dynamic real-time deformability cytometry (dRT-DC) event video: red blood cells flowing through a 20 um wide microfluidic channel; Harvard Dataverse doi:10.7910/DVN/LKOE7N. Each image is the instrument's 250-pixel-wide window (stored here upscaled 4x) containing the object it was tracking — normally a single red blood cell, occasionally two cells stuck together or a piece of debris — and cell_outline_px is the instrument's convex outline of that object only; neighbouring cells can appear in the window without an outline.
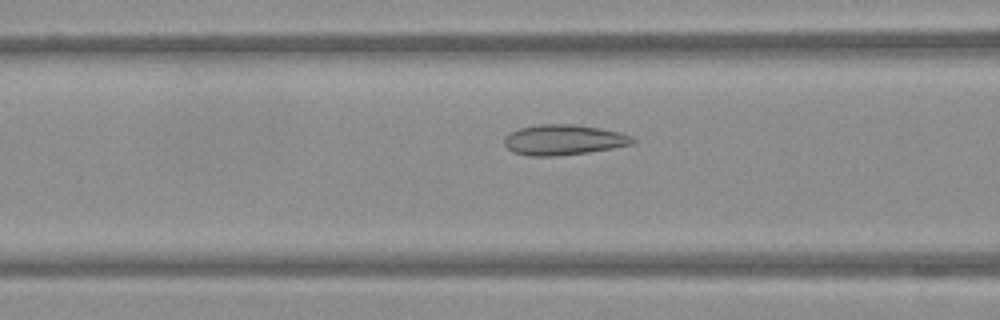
{"species": "Egyptian fruit bat (a non-hibernating species)", "species_latin": "Rousettus aegyptiacus", "temperature_condition": "warm", "stored_images_in_passage": 39, "camera_frame_rate_fps": 3000, "um_per_image_px": 0.085, "frame": {"image": 1, "passage_image": 7, "time_ms": 2.0, "image_size_px": [1000, 320], "cell_outline_px": [[636, 140], [632, 144], [612, 148], [588, 152], [556, 156], [528, 156], [512, 152], [504, 144], [504, 136], [520, 128], [540, 124], [572, 124], [600, 128], [620, 132], [632, 136]], "centroid_in_image_um": [47.9, 11.89], "position_along_channel_um": 118.7, "area_um2": 22.72}}
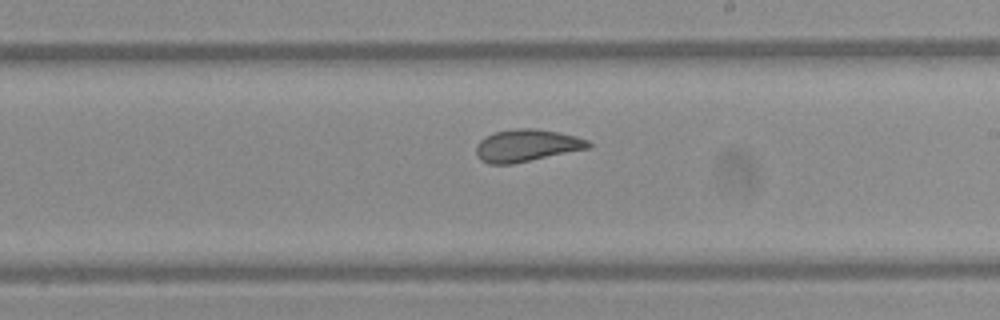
{"frame": {"image": 2, "passage_image": 17, "time_ms": 5.333, "image_size_px": [1000, 320], "cell_outline_px": [[592, 144], [588, 148], [512, 164], [488, 164], [480, 160], [476, 156], [476, 144], [480, 140], [496, 132], [516, 128], [532, 128], [560, 132], [576, 136], [588, 140]], "centroid_in_image_um": [44.74, 12.37], "position_along_channel_um": 244.3, "area_um2": 20.98}}
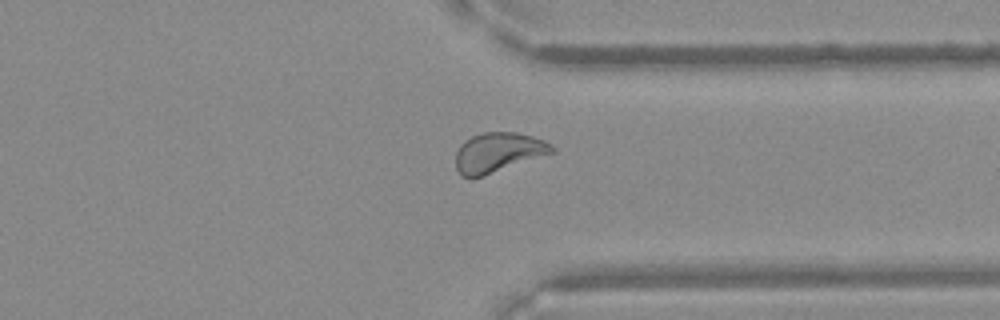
{"frame": {"image": 3, "passage_image": 27, "time_ms": 8.667, "image_size_px": [1000, 320], "cell_outline_px": [[556, 152], [472, 180], [460, 176], [456, 168], [456, 152], [460, 144], [464, 140], [472, 136], [484, 132], [516, 132], [532, 136], [544, 140], [552, 144], [556, 148]], "centroid_in_image_um": [42.34, 12.98], "position_along_channel_um": 369.1, "area_um2": 22.77}}